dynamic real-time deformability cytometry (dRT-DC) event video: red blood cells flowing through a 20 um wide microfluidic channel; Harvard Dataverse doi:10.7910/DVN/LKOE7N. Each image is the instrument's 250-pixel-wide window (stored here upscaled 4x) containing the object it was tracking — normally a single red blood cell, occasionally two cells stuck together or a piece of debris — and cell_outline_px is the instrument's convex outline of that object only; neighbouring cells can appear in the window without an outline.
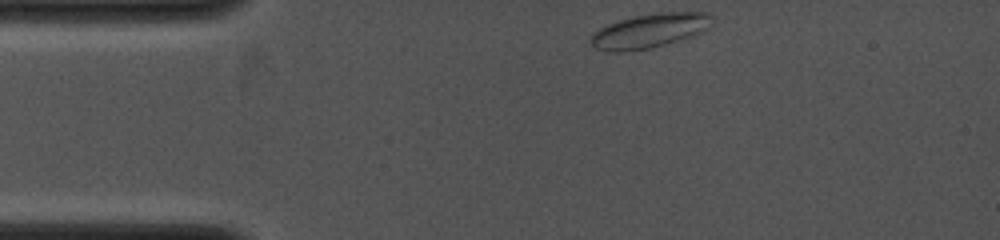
{"species": "common noctule bat (a hibernating species)", "species_latin": "Nyctalus noctula", "temperature_condition": "cold", "stored_images_in_passage": 23, "camera_frame_rate_fps": 4000, "um_per_image_px": 0.085, "animal": {"sex": "female", "body_mass_g": 19.0, "forearm_length_mm": 53.3}, "frame": {"image": 1, "passage_image": 1, "time_ms": 0.0, "image_size_px": [1000, 240], "cell_outline_px": [[712, 16], [708, 28], [700, 32], [652, 48], [624, 52], [608, 52], [596, 48], [588, 40], [592, 32], [608, 24], [632, 16], [660, 12], [712, 12]], "centroid_in_image_um": [55.15, 2.61], "position_along_channel_um": 29.9, "area_um2": 24.16}}
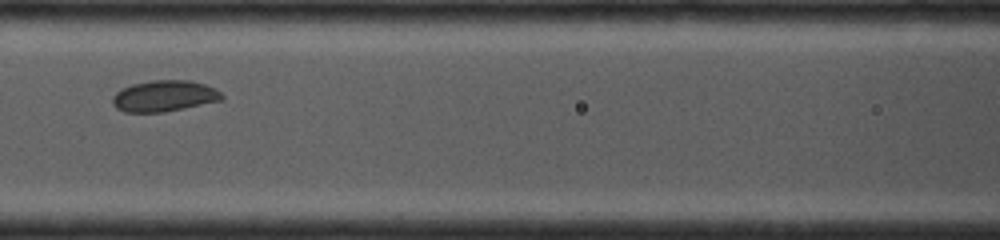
{"frame": {"image": 2, "passage_image": 16, "time_ms": 3.75, "image_size_px": [1000, 240], "cell_outline_px": [[224, 100], [164, 112], [124, 112], [116, 108], [112, 104], [112, 96], [120, 88], [132, 84], [152, 80], [188, 80], [204, 84], [216, 88], [224, 96]], "centroid_in_image_um": [13.95, 8.16], "position_along_channel_um": 152.6, "area_um2": 20.06}}
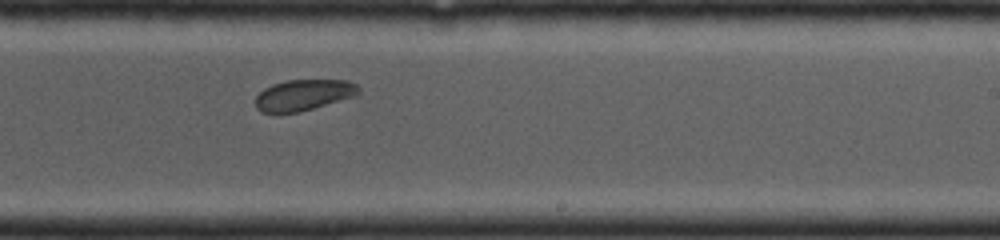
{"frame": {"image": 3, "passage_image": 23, "time_ms": 6.25, "image_size_px": [1000, 240], "cell_outline_px": [[360, 92], [356, 96], [300, 112], [260, 112], [256, 108], [256, 96], [264, 88], [272, 84], [288, 80], [348, 80], [356, 84], [360, 88]], "centroid_in_image_um": [25.83, 8.07], "position_along_channel_um": 263.2, "area_um2": 18.67}}